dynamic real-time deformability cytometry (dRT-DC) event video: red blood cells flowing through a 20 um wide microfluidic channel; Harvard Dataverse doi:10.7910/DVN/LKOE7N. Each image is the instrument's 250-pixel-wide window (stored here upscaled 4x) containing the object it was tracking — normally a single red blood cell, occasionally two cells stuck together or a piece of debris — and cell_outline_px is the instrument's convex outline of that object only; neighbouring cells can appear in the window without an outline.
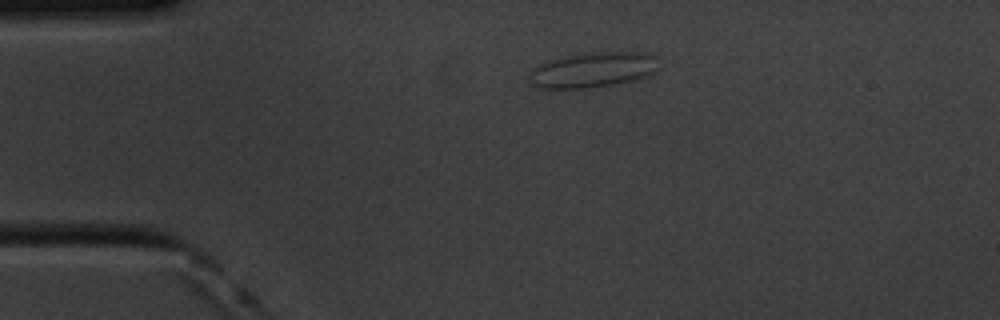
{"species": "common noctule bat (a hibernating species)", "species_latin": "Nyctalus noctula", "temperature_condition": "cold", "stored_images_in_passage": 3, "camera_frame_rate_fps": 3000, "um_per_image_px": 0.085, "animal": {"sex": "male", "body_mass_g": 20.1, "forearm_length_mm": 53.5}, "frame": {"image": 1, "passage_image": 1, "time_ms": 0.0, "image_size_px": [1000, 320], "cell_outline_px": [[660, 68], [644, 76], [632, 80], [612, 84], [580, 88], [536, 88], [528, 80], [532, 68], [540, 64], [560, 56], [596, 52], [640, 52], [656, 56]], "centroid_in_image_um": [50.36, 5.92], "position_along_channel_um": 34.6, "area_um2": 26.41}}